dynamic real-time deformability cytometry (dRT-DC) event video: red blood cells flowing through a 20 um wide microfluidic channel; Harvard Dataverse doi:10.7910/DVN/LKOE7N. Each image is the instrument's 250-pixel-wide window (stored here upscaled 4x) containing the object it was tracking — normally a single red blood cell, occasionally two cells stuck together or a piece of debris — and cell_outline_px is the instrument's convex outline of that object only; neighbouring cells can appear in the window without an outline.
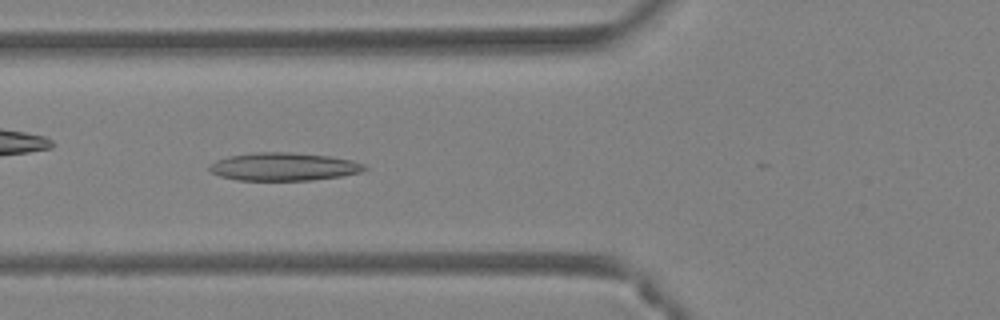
{"species": "Egyptian fruit bat (a non-hibernating species)", "species_latin": "Rousettus aegyptiacus", "temperature_condition": "warm", "stored_images_in_passage": 18, "camera_frame_rate_fps": 3000, "um_per_image_px": 0.085, "animal": {"sex": "female"}, "frame": {"image": 1, "passage_image": 6, "time_ms": 1.667, "image_size_px": [1000, 320], "cell_outline_px": [[368, 168], [360, 172], [340, 176], [312, 180], [236, 180], [220, 176], [212, 172], [208, 168], [216, 160], [228, 156], [256, 152], [292, 152], [332, 156], [352, 160], [364, 164]], "centroid_in_image_um": [24.13, 14.16], "position_along_channel_um": 101.7, "area_um2": 25.32}}
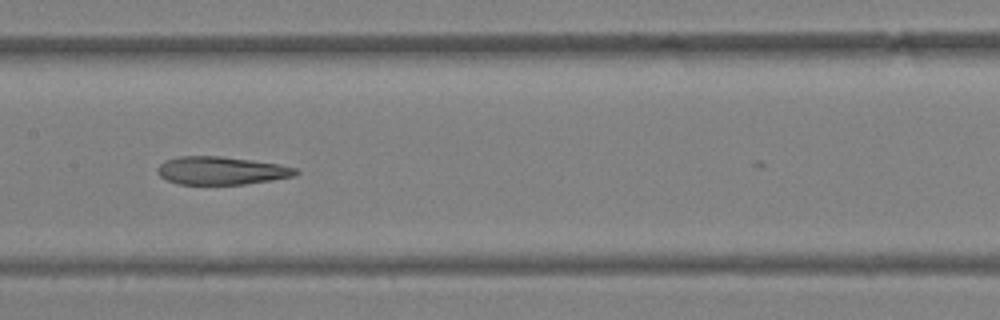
{"frame": {"image": 2, "passage_image": 12, "time_ms": 3.667, "image_size_px": [1000, 320], "cell_outline_px": [[300, 172], [296, 176], [272, 180], [244, 184], [180, 184], [168, 180], [160, 176], [156, 172], [156, 168], [164, 160], [180, 156], [220, 156], [252, 160], [280, 164], [296, 168]], "centroid_in_image_um": [18.82, 14.5], "position_along_channel_um": 188.6, "area_um2": 22.66}}
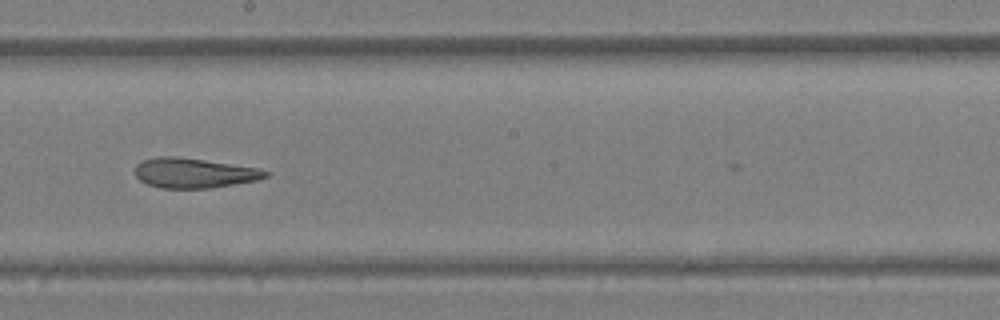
{"frame": {"image": 3, "passage_image": 15, "time_ms": 4.667, "image_size_px": [1000, 320], "cell_outline_px": [[272, 172], [268, 176], [256, 180], [208, 188], [160, 188], [148, 184], [140, 180], [136, 176], [136, 164], [144, 160], [156, 156], [176, 156], [260, 168]], "centroid_in_image_um": [16.5, 14.69], "position_along_channel_um": 231.7, "area_um2": 22.6}}